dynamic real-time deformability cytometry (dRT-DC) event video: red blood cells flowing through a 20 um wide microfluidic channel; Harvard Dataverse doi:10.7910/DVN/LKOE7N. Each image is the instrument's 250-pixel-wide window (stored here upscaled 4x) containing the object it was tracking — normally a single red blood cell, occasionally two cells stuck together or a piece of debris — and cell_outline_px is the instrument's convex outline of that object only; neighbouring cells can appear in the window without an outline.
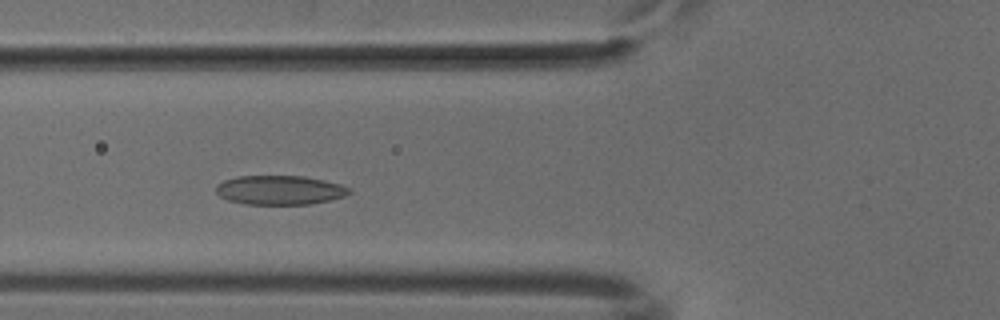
{"species": "common noctule bat (a hibernating species)", "species_latin": "Nyctalus noctula", "temperature_condition": "cold", "stored_images_in_passage": 49, "camera_frame_rate_fps": 3000, "um_per_image_px": 0.085, "animal": {"sex": "male", "body_mass_g": 18.8}, "frame": {"image": 1, "passage_image": 16, "time_ms": 5.0, "image_size_px": [1000, 320], "cell_outline_px": [[352, 192], [344, 196], [312, 204], [244, 204], [228, 200], [220, 196], [216, 192], [216, 184], [224, 180], [236, 176], [304, 176], [324, 180], [340, 184], [348, 188]], "centroid_in_image_um": [23.75, 16.15], "position_along_channel_um": 102.1, "area_um2": 22.66}}
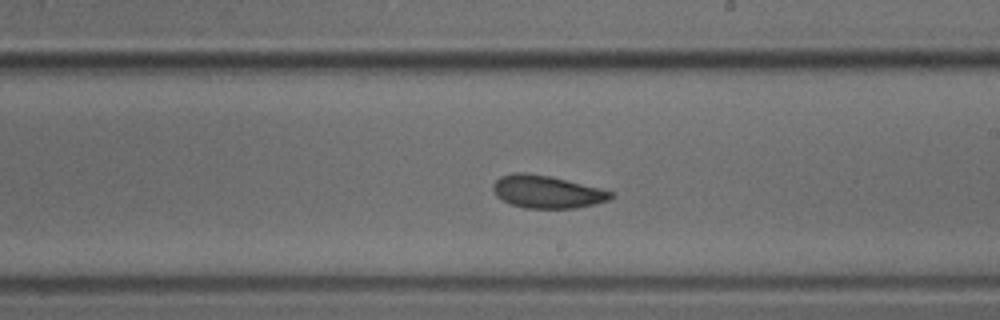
{"frame": {"image": 2, "passage_image": 27, "time_ms": 8.667, "image_size_px": [1000, 320], "cell_outline_px": [[612, 196], [608, 200], [596, 204], [576, 208], [524, 208], [512, 204], [496, 196], [492, 188], [492, 184], [500, 176], [516, 172], [524, 172], [548, 176], [600, 188], [612, 192]], "centroid_in_image_um": [46.46, 16.3], "position_along_channel_um": 242.5, "area_um2": 22.2}}
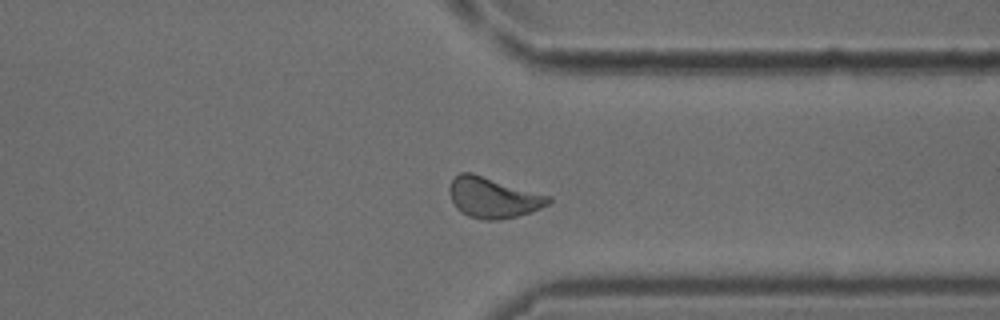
{"frame": {"image": 3, "passage_image": 37, "time_ms": 12.0, "image_size_px": [1000, 320], "cell_outline_px": [[552, 200], [548, 204], [532, 212], [500, 220], [484, 220], [468, 216], [460, 212], [456, 208], [448, 192], [448, 188], [452, 180], [460, 172], [472, 172], [552, 196]], "centroid_in_image_um": [41.91, 16.79], "position_along_channel_um": 369.5, "area_um2": 23.7}}